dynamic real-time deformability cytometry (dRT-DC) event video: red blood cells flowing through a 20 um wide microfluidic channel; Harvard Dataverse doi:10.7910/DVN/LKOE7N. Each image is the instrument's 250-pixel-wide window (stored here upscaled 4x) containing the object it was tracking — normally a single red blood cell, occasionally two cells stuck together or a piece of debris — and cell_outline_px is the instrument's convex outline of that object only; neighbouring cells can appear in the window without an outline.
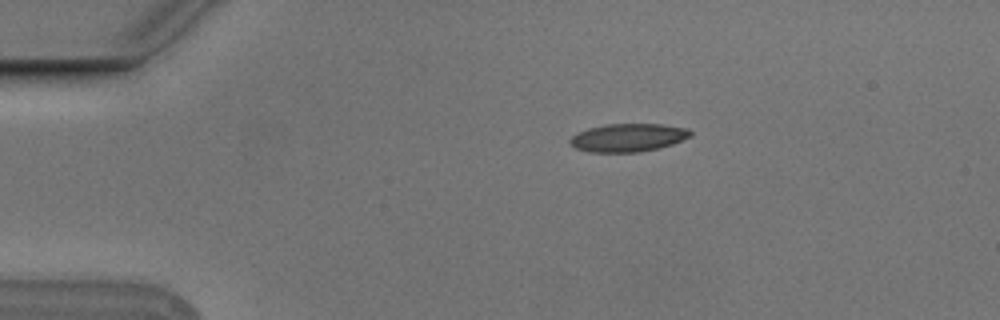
{"species": "Egyptian fruit bat (a non-hibernating species)", "species_latin": "Rousettus aegyptiacus", "temperature_condition": "cold", "stored_images_in_passage": 46, "camera_frame_rate_fps": 3000, "um_per_image_px": 0.085, "animal": {"sex": "male"}, "frame": {"image": 1, "passage_image": 2, "time_ms": 0.333, "image_size_px": [1000, 320], "cell_outline_px": [[692, 136], [672, 144], [640, 152], [588, 152], [576, 148], [568, 140], [572, 136], [588, 128], [604, 124], [664, 124], [688, 128], [692, 132]], "centroid_in_image_um": [53.41, 11.69], "position_along_channel_um": 31.6, "area_um2": 19.71}}
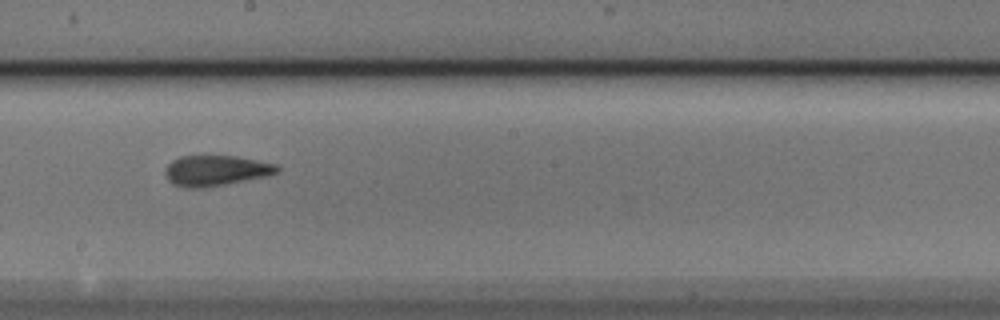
{"frame": {"image": 2, "passage_image": 22, "time_ms": 7.0, "image_size_px": [1000, 320], "cell_outline_px": [[280, 172], [268, 176], [224, 184], [200, 188], [188, 188], [172, 184], [168, 180], [164, 172], [168, 164], [172, 160], [180, 156], [236, 156], [276, 164], [280, 168]], "centroid_in_image_um": [18.35, 14.5], "position_along_channel_um": 229.9, "area_um2": 19.88}}
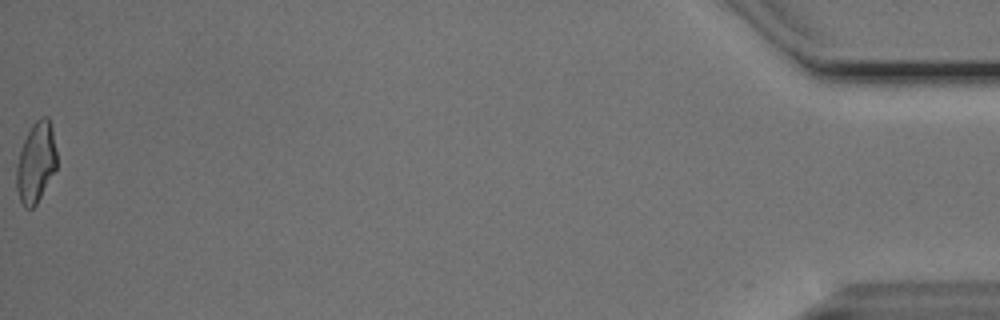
{"frame": {"image": 3, "passage_image": 46, "time_ms": 15.0, "image_size_px": [1000, 320], "cell_outline_px": [[56, 168], [36, 204], [32, 208], [24, 208], [20, 200], [16, 188], [16, 164], [20, 148], [32, 124], [40, 116], [48, 116], [52, 128], [56, 152]], "centroid_in_image_um": [3.03, 13.79], "position_along_channel_um": 432.2, "area_um2": 18.84}, "authors_computed_cell_mechanics": {"area_um2": 19.6231, "velocity_mm_per_s": 3.7774, "shape_relaxation_time_tau1_ms": null, "shape_relaxation_time_tau2_ms": 2.2662, "deformation_change_tau1": null, "deformation_change_tau2": 0.099}}